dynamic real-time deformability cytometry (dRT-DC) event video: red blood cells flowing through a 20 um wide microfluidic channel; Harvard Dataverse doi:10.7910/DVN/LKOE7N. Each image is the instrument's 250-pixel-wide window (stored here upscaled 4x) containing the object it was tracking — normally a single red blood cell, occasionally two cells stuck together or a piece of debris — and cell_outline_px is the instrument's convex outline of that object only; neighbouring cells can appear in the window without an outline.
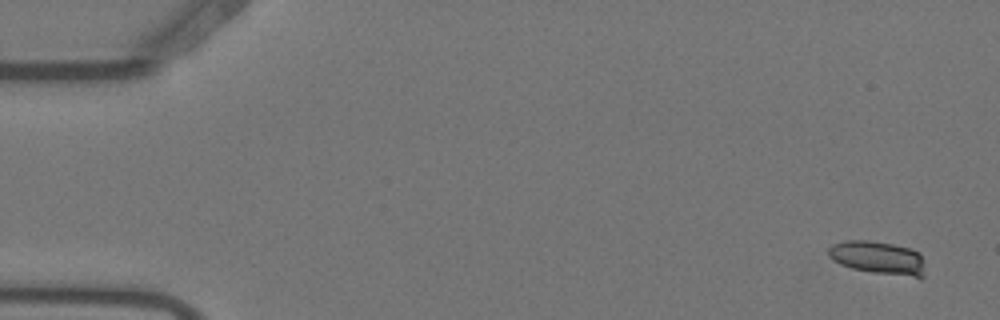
{"species": "Egyptian fruit bat (a non-hibernating species)", "species_latin": "Rousettus aegyptiacus", "temperature_condition": "warm", "stored_images_in_passage": 4, "camera_frame_rate_fps": 3000, "um_per_image_px": 0.085, "animal": {"sex": "female"}, "frame": {"image": 1, "passage_image": 1, "time_ms": 0.0, "image_size_px": [1000, 320], "cell_outline_px": [[924, 276], [920, 280], [872, 272], [852, 268], [840, 264], [832, 260], [828, 256], [828, 248], [832, 244], [844, 240], [868, 240], [892, 244], [912, 248], [920, 252], [924, 272]], "centroid_in_image_um": [74.66, 21.93], "position_along_channel_um": 10.3, "area_um2": 19.19}}